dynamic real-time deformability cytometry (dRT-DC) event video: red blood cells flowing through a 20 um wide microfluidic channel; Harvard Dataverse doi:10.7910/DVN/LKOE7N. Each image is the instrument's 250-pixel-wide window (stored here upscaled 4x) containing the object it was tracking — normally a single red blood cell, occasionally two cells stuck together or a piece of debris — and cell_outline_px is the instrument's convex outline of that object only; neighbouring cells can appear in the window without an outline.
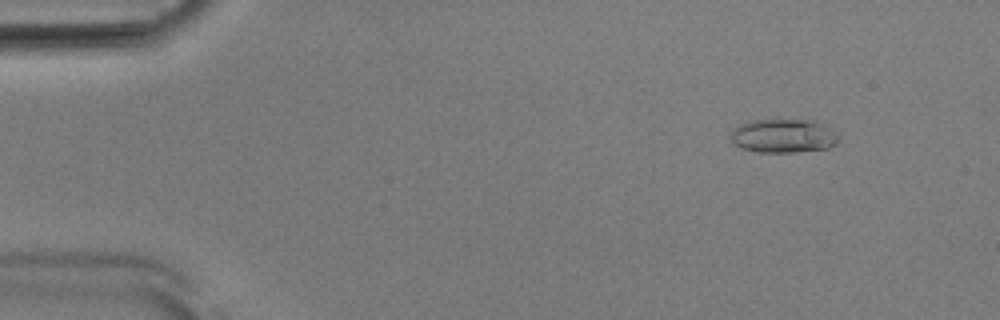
{"species": "Egyptian fruit bat (a non-hibernating species)", "species_latin": "Rousettus aegyptiacus", "temperature_condition": "room temperature", "stored_images_in_passage": 52, "camera_frame_rate_fps": 3000, "um_per_image_px": 0.085, "animal": {"sex": "male"}, "frame": {"image": 1, "passage_image": 6, "time_ms": 1.667, "image_size_px": [1000, 320], "cell_outline_px": [[840, 140], [836, 144], [828, 148], [792, 152], [760, 152], [740, 148], [732, 144], [728, 136], [732, 128], [740, 124], [752, 120], [816, 120], [824, 124]], "centroid_in_image_um": [66.51, 11.55], "position_along_channel_um": 18.5, "area_um2": 21.39}}
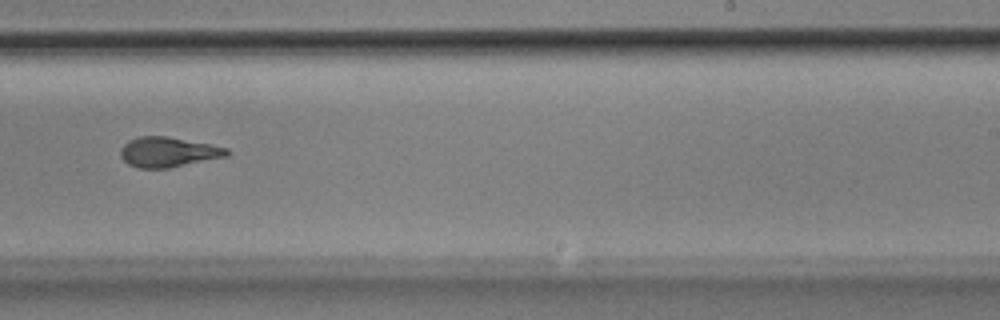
{"frame": {"image": 2, "passage_image": 33, "time_ms": 10.667, "image_size_px": [1000, 320], "cell_outline_px": [[228, 156], [168, 168], [140, 168], [128, 164], [120, 156], [120, 148], [128, 140], [140, 136], [168, 136], [228, 148]], "centroid_in_image_um": [14.26, 12.92], "position_along_channel_um": 274.7, "area_um2": 18.5}}
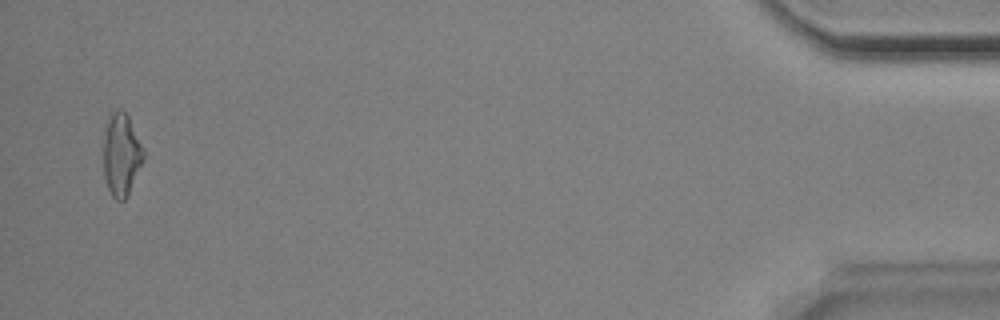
{"frame": {"image": 3, "passage_image": 51, "time_ms": 16.667, "image_size_px": [1000, 320], "cell_outline_px": [[144, 160], [124, 200], [116, 200], [112, 196], [108, 188], [104, 176], [104, 132], [108, 116], [112, 112], [124, 112], [128, 116], [144, 148]], "centroid_in_image_um": [10.31, 13.14], "position_along_channel_um": 424.9, "area_um2": 18.96}, "authors_computed_cell_mechanics": {"area_um2": 18.6405, "velocity_mm_per_s": 3.9088, "shape_relaxation_time_tau1_ms": 4.9075, "shape_relaxation_time_tau2_ms": 2.0534, "deformation_change_tau1": 0.1862, "deformation_change_tau2": 0.093}}